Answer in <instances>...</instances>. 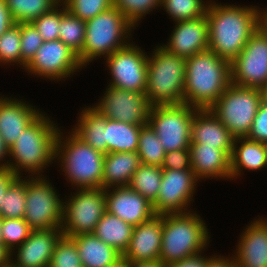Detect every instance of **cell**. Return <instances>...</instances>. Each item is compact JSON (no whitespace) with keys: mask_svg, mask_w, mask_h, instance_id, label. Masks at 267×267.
Instances as JSON below:
<instances>
[{"mask_svg":"<svg viewBox=\"0 0 267 267\" xmlns=\"http://www.w3.org/2000/svg\"><path fill=\"white\" fill-rule=\"evenodd\" d=\"M260 7L237 6L210 1L206 17L209 47L218 57L232 63L250 36L260 26Z\"/></svg>","mask_w":267,"mask_h":267,"instance_id":"1","label":"cell"},{"mask_svg":"<svg viewBox=\"0 0 267 267\" xmlns=\"http://www.w3.org/2000/svg\"><path fill=\"white\" fill-rule=\"evenodd\" d=\"M43 112L28 125L9 148L7 168L17 177L22 171L29 177L42 176L49 164L56 162L55 148L59 128Z\"/></svg>","mask_w":267,"mask_h":267,"instance_id":"2","label":"cell"},{"mask_svg":"<svg viewBox=\"0 0 267 267\" xmlns=\"http://www.w3.org/2000/svg\"><path fill=\"white\" fill-rule=\"evenodd\" d=\"M231 84V63L212 50L186 59L184 103L196 109H210Z\"/></svg>","mask_w":267,"mask_h":267,"instance_id":"3","label":"cell"},{"mask_svg":"<svg viewBox=\"0 0 267 267\" xmlns=\"http://www.w3.org/2000/svg\"><path fill=\"white\" fill-rule=\"evenodd\" d=\"M208 230L204 220L193 211L163 214L160 260L168 266L204 252L211 238Z\"/></svg>","mask_w":267,"mask_h":267,"instance_id":"4","label":"cell"},{"mask_svg":"<svg viewBox=\"0 0 267 267\" xmlns=\"http://www.w3.org/2000/svg\"><path fill=\"white\" fill-rule=\"evenodd\" d=\"M59 130L55 160L64 171L66 181L78 188H102L103 164L105 154L95 150L78 138L72 131L69 135Z\"/></svg>","mask_w":267,"mask_h":267,"instance_id":"5","label":"cell"},{"mask_svg":"<svg viewBox=\"0 0 267 267\" xmlns=\"http://www.w3.org/2000/svg\"><path fill=\"white\" fill-rule=\"evenodd\" d=\"M147 61L148 103L154 105L184 103L186 59L168 52L160 44Z\"/></svg>","mask_w":267,"mask_h":267,"instance_id":"6","label":"cell"},{"mask_svg":"<svg viewBox=\"0 0 267 267\" xmlns=\"http://www.w3.org/2000/svg\"><path fill=\"white\" fill-rule=\"evenodd\" d=\"M85 23V42L78 55L80 63L85 67L89 62L102 56L105 58L128 45L135 28L114 6Z\"/></svg>","mask_w":267,"mask_h":267,"instance_id":"7","label":"cell"},{"mask_svg":"<svg viewBox=\"0 0 267 267\" xmlns=\"http://www.w3.org/2000/svg\"><path fill=\"white\" fill-rule=\"evenodd\" d=\"M262 100L261 89L231 83L210 109L235 138L246 137Z\"/></svg>","mask_w":267,"mask_h":267,"instance_id":"8","label":"cell"},{"mask_svg":"<svg viewBox=\"0 0 267 267\" xmlns=\"http://www.w3.org/2000/svg\"><path fill=\"white\" fill-rule=\"evenodd\" d=\"M64 200L45 176H26L24 220L32 230L61 228Z\"/></svg>","mask_w":267,"mask_h":267,"instance_id":"9","label":"cell"},{"mask_svg":"<svg viewBox=\"0 0 267 267\" xmlns=\"http://www.w3.org/2000/svg\"><path fill=\"white\" fill-rule=\"evenodd\" d=\"M63 207L61 231L69 238L93 233L106 212V189L78 188Z\"/></svg>","mask_w":267,"mask_h":267,"instance_id":"10","label":"cell"},{"mask_svg":"<svg viewBox=\"0 0 267 267\" xmlns=\"http://www.w3.org/2000/svg\"><path fill=\"white\" fill-rule=\"evenodd\" d=\"M195 111L196 108L185 103L151 106L148 124L166 152L189 149Z\"/></svg>","mask_w":267,"mask_h":267,"instance_id":"11","label":"cell"},{"mask_svg":"<svg viewBox=\"0 0 267 267\" xmlns=\"http://www.w3.org/2000/svg\"><path fill=\"white\" fill-rule=\"evenodd\" d=\"M141 47L129 43L105 57L110 83L122 90L145 93L147 87V61L148 56Z\"/></svg>","mask_w":267,"mask_h":267,"instance_id":"12","label":"cell"},{"mask_svg":"<svg viewBox=\"0 0 267 267\" xmlns=\"http://www.w3.org/2000/svg\"><path fill=\"white\" fill-rule=\"evenodd\" d=\"M231 83L257 89L267 84V34L260 26L231 63Z\"/></svg>","mask_w":267,"mask_h":267,"instance_id":"13","label":"cell"},{"mask_svg":"<svg viewBox=\"0 0 267 267\" xmlns=\"http://www.w3.org/2000/svg\"><path fill=\"white\" fill-rule=\"evenodd\" d=\"M198 179L192 170L162 169L157 199L152 203L155 214H175L192 211L190 202Z\"/></svg>","mask_w":267,"mask_h":267,"instance_id":"14","label":"cell"},{"mask_svg":"<svg viewBox=\"0 0 267 267\" xmlns=\"http://www.w3.org/2000/svg\"><path fill=\"white\" fill-rule=\"evenodd\" d=\"M85 68L78 55L61 40L44 41L24 70L31 75L61 81ZM56 79V80H55Z\"/></svg>","mask_w":267,"mask_h":267,"instance_id":"15","label":"cell"},{"mask_svg":"<svg viewBox=\"0 0 267 267\" xmlns=\"http://www.w3.org/2000/svg\"><path fill=\"white\" fill-rule=\"evenodd\" d=\"M100 101L92 107L103 116L134 125L148 124L151 105L145 93H136L107 86Z\"/></svg>","mask_w":267,"mask_h":267,"instance_id":"16","label":"cell"},{"mask_svg":"<svg viewBox=\"0 0 267 267\" xmlns=\"http://www.w3.org/2000/svg\"><path fill=\"white\" fill-rule=\"evenodd\" d=\"M62 235L61 228L33 230L14 249L16 252L10 253V267H49L55 245Z\"/></svg>","mask_w":267,"mask_h":267,"instance_id":"17","label":"cell"},{"mask_svg":"<svg viewBox=\"0 0 267 267\" xmlns=\"http://www.w3.org/2000/svg\"><path fill=\"white\" fill-rule=\"evenodd\" d=\"M106 211L133 227L155 215L153 204L129 186L106 189Z\"/></svg>","mask_w":267,"mask_h":267,"instance_id":"18","label":"cell"},{"mask_svg":"<svg viewBox=\"0 0 267 267\" xmlns=\"http://www.w3.org/2000/svg\"><path fill=\"white\" fill-rule=\"evenodd\" d=\"M168 42L161 46L168 52L187 59L209 47V25L206 15L176 21Z\"/></svg>","mask_w":267,"mask_h":267,"instance_id":"19","label":"cell"},{"mask_svg":"<svg viewBox=\"0 0 267 267\" xmlns=\"http://www.w3.org/2000/svg\"><path fill=\"white\" fill-rule=\"evenodd\" d=\"M163 215L152 218L133 228L132 237L122 259L128 263L160 259Z\"/></svg>","mask_w":267,"mask_h":267,"instance_id":"20","label":"cell"},{"mask_svg":"<svg viewBox=\"0 0 267 267\" xmlns=\"http://www.w3.org/2000/svg\"><path fill=\"white\" fill-rule=\"evenodd\" d=\"M233 255L238 267H267V221L259 217L241 233Z\"/></svg>","mask_w":267,"mask_h":267,"instance_id":"21","label":"cell"},{"mask_svg":"<svg viewBox=\"0 0 267 267\" xmlns=\"http://www.w3.org/2000/svg\"><path fill=\"white\" fill-rule=\"evenodd\" d=\"M234 140L211 109H196L191 124V144L217 147L231 158Z\"/></svg>","mask_w":267,"mask_h":267,"instance_id":"22","label":"cell"},{"mask_svg":"<svg viewBox=\"0 0 267 267\" xmlns=\"http://www.w3.org/2000/svg\"><path fill=\"white\" fill-rule=\"evenodd\" d=\"M13 98L0 96V135L9 148L22 131L42 113L25 100Z\"/></svg>","mask_w":267,"mask_h":267,"instance_id":"23","label":"cell"},{"mask_svg":"<svg viewBox=\"0 0 267 267\" xmlns=\"http://www.w3.org/2000/svg\"><path fill=\"white\" fill-rule=\"evenodd\" d=\"M191 168L196 178L201 179H230V157L217 147H209L204 144H190Z\"/></svg>","mask_w":267,"mask_h":267,"instance_id":"24","label":"cell"},{"mask_svg":"<svg viewBox=\"0 0 267 267\" xmlns=\"http://www.w3.org/2000/svg\"><path fill=\"white\" fill-rule=\"evenodd\" d=\"M136 152H111L104 156L102 188L128 186L132 175L140 166Z\"/></svg>","mask_w":267,"mask_h":267,"instance_id":"25","label":"cell"},{"mask_svg":"<svg viewBox=\"0 0 267 267\" xmlns=\"http://www.w3.org/2000/svg\"><path fill=\"white\" fill-rule=\"evenodd\" d=\"M83 267H112L122 260V254L93 233L72 237Z\"/></svg>","mask_w":267,"mask_h":267,"instance_id":"26","label":"cell"},{"mask_svg":"<svg viewBox=\"0 0 267 267\" xmlns=\"http://www.w3.org/2000/svg\"><path fill=\"white\" fill-rule=\"evenodd\" d=\"M230 161L232 180L240 177L243 168L248 171L266 168L265 144L250 140L247 137L235 138Z\"/></svg>","mask_w":267,"mask_h":267,"instance_id":"27","label":"cell"},{"mask_svg":"<svg viewBox=\"0 0 267 267\" xmlns=\"http://www.w3.org/2000/svg\"><path fill=\"white\" fill-rule=\"evenodd\" d=\"M80 114L71 131L95 150L107 154L106 117L92 106L83 108Z\"/></svg>","mask_w":267,"mask_h":267,"instance_id":"28","label":"cell"},{"mask_svg":"<svg viewBox=\"0 0 267 267\" xmlns=\"http://www.w3.org/2000/svg\"><path fill=\"white\" fill-rule=\"evenodd\" d=\"M133 228L132 225L106 211L93 234L123 255L130 244Z\"/></svg>","mask_w":267,"mask_h":267,"instance_id":"29","label":"cell"},{"mask_svg":"<svg viewBox=\"0 0 267 267\" xmlns=\"http://www.w3.org/2000/svg\"><path fill=\"white\" fill-rule=\"evenodd\" d=\"M142 126L119 122L106 117L107 153L136 152Z\"/></svg>","mask_w":267,"mask_h":267,"instance_id":"30","label":"cell"},{"mask_svg":"<svg viewBox=\"0 0 267 267\" xmlns=\"http://www.w3.org/2000/svg\"><path fill=\"white\" fill-rule=\"evenodd\" d=\"M61 7L59 40L79 55L85 42L86 23L72 15L63 3Z\"/></svg>","mask_w":267,"mask_h":267,"instance_id":"31","label":"cell"},{"mask_svg":"<svg viewBox=\"0 0 267 267\" xmlns=\"http://www.w3.org/2000/svg\"><path fill=\"white\" fill-rule=\"evenodd\" d=\"M162 180V167L140 164L128 186L151 203L157 199Z\"/></svg>","mask_w":267,"mask_h":267,"instance_id":"32","label":"cell"},{"mask_svg":"<svg viewBox=\"0 0 267 267\" xmlns=\"http://www.w3.org/2000/svg\"><path fill=\"white\" fill-rule=\"evenodd\" d=\"M137 153L142 164L162 167L164 163L166 151L149 124L141 127Z\"/></svg>","mask_w":267,"mask_h":267,"instance_id":"33","label":"cell"},{"mask_svg":"<svg viewBox=\"0 0 267 267\" xmlns=\"http://www.w3.org/2000/svg\"><path fill=\"white\" fill-rule=\"evenodd\" d=\"M16 23H31L59 4L57 0H5Z\"/></svg>","mask_w":267,"mask_h":267,"instance_id":"34","label":"cell"},{"mask_svg":"<svg viewBox=\"0 0 267 267\" xmlns=\"http://www.w3.org/2000/svg\"><path fill=\"white\" fill-rule=\"evenodd\" d=\"M17 177L6 189L1 208V218H24L26 205V177Z\"/></svg>","mask_w":267,"mask_h":267,"instance_id":"35","label":"cell"},{"mask_svg":"<svg viewBox=\"0 0 267 267\" xmlns=\"http://www.w3.org/2000/svg\"><path fill=\"white\" fill-rule=\"evenodd\" d=\"M209 3L210 1L205 0H161V7L176 22L206 15Z\"/></svg>","mask_w":267,"mask_h":267,"instance_id":"36","label":"cell"},{"mask_svg":"<svg viewBox=\"0 0 267 267\" xmlns=\"http://www.w3.org/2000/svg\"><path fill=\"white\" fill-rule=\"evenodd\" d=\"M21 23H15L0 37V64H19L22 68Z\"/></svg>","mask_w":267,"mask_h":267,"instance_id":"37","label":"cell"},{"mask_svg":"<svg viewBox=\"0 0 267 267\" xmlns=\"http://www.w3.org/2000/svg\"><path fill=\"white\" fill-rule=\"evenodd\" d=\"M1 229L3 245L10 253L33 231L23 218H1Z\"/></svg>","mask_w":267,"mask_h":267,"instance_id":"38","label":"cell"},{"mask_svg":"<svg viewBox=\"0 0 267 267\" xmlns=\"http://www.w3.org/2000/svg\"><path fill=\"white\" fill-rule=\"evenodd\" d=\"M49 267H83L72 238L62 235L57 241Z\"/></svg>","mask_w":267,"mask_h":267,"instance_id":"39","label":"cell"},{"mask_svg":"<svg viewBox=\"0 0 267 267\" xmlns=\"http://www.w3.org/2000/svg\"><path fill=\"white\" fill-rule=\"evenodd\" d=\"M113 6L136 28L142 22L141 18L144 19L146 14L161 7V0H113Z\"/></svg>","mask_w":267,"mask_h":267,"instance_id":"40","label":"cell"},{"mask_svg":"<svg viewBox=\"0 0 267 267\" xmlns=\"http://www.w3.org/2000/svg\"><path fill=\"white\" fill-rule=\"evenodd\" d=\"M63 4L72 15L87 21L113 7V0H65Z\"/></svg>","mask_w":267,"mask_h":267,"instance_id":"41","label":"cell"},{"mask_svg":"<svg viewBox=\"0 0 267 267\" xmlns=\"http://www.w3.org/2000/svg\"><path fill=\"white\" fill-rule=\"evenodd\" d=\"M44 40L32 23H21L22 69L35 57Z\"/></svg>","mask_w":267,"mask_h":267,"instance_id":"42","label":"cell"},{"mask_svg":"<svg viewBox=\"0 0 267 267\" xmlns=\"http://www.w3.org/2000/svg\"><path fill=\"white\" fill-rule=\"evenodd\" d=\"M60 6L61 3L31 22L44 41L59 40Z\"/></svg>","mask_w":267,"mask_h":267,"instance_id":"43","label":"cell"},{"mask_svg":"<svg viewBox=\"0 0 267 267\" xmlns=\"http://www.w3.org/2000/svg\"><path fill=\"white\" fill-rule=\"evenodd\" d=\"M246 137L257 142H267V102L265 100L260 102L252 127Z\"/></svg>","mask_w":267,"mask_h":267,"instance_id":"44","label":"cell"},{"mask_svg":"<svg viewBox=\"0 0 267 267\" xmlns=\"http://www.w3.org/2000/svg\"><path fill=\"white\" fill-rule=\"evenodd\" d=\"M162 169L192 170L190 150L180 149L166 152Z\"/></svg>","mask_w":267,"mask_h":267,"instance_id":"45","label":"cell"},{"mask_svg":"<svg viewBox=\"0 0 267 267\" xmlns=\"http://www.w3.org/2000/svg\"><path fill=\"white\" fill-rule=\"evenodd\" d=\"M202 253L204 252H200L196 255L187 258H183L182 260L171 263L166 267H207L209 260L214 255L212 254V256H209V258L208 256L205 257Z\"/></svg>","mask_w":267,"mask_h":267,"instance_id":"46","label":"cell"},{"mask_svg":"<svg viewBox=\"0 0 267 267\" xmlns=\"http://www.w3.org/2000/svg\"><path fill=\"white\" fill-rule=\"evenodd\" d=\"M15 23L6 1L0 0V37Z\"/></svg>","mask_w":267,"mask_h":267,"instance_id":"47","label":"cell"},{"mask_svg":"<svg viewBox=\"0 0 267 267\" xmlns=\"http://www.w3.org/2000/svg\"><path fill=\"white\" fill-rule=\"evenodd\" d=\"M17 178L8 168H0V208L6 189Z\"/></svg>","mask_w":267,"mask_h":267,"instance_id":"48","label":"cell"},{"mask_svg":"<svg viewBox=\"0 0 267 267\" xmlns=\"http://www.w3.org/2000/svg\"><path fill=\"white\" fill-rule=\"evenodd\" d=\"M207 267H238L235 259L232 256L229 258L228 256H221L220 255H215L209 260V263Z\"/></svg>","mask_w":267,"mask_h":267,"instance_id":"49","label":"cell"},{"mask_svg":"<svg viewBox=\"0 0 267 267\" xmlns=\"http://www.w3.org/2000/svg\"><path fill=\"white\" fill-rule=\"evenodd\" d=\"M7 156H9V147L0 135V168H7L8 161L5 160L6 158H9Z\"/></svg>","mask_w":267,"mask_h":267,"instance_id":"50","label":"cell"},{"mask_svg":"<svg viewBox=\"0 0 267 267\" xmlns=\"http://www.w3.org/2000/svg\"><path fill=\"white\" fill-rule=\"evenodd\" d=\"M129 267H166L165 264L159 260H151V261H140V262H131L128 263Z\"/></svg>","mask_w":267,"mask_h":267,"instance_id":"51","label":"cell"},{"mask_svg":"<svg viewBox=\"0 0 267 267\" xmlns=\"http://www.w3.org/2000/svg\"><path fill=\"white\" fill-rule=\"evenodd\" d=\"M0 267H10V252L0 244Z\"/></svg>","mask_w":267,"mask_h":267,"instance_id":"52","label":"cell"},{"mask_svg":"<svg viewBox=\"0 0 267 267\" xmlns=\"http://www.w3.org/2000/svg\"><path fill=\"white\" fill-rule=\"evenodd\" d=\"M264 9L260 10V27L267 34V8Z\"/></svg>","mask_w":267,"mask_h":267,"instance_id":"53","label":"cell"},{"mask_svg":"<svg viewBox=\"0 0 267 267\" xmlns=\"http://www.w3.org/2000/svg\"><path fill=\"white\" fill-rule=\"evenodd\" d=\"M112 267H129V266H128V262L122 259L119 263H117L115 266H112Z\"/></svg>","mask_w":267,"mask_h":267,"instance_id":"54","label":"cell"},{"mask_svg":"<svg viewBox=\"0 0 267 267\" xmlns=\"http://www.w3.org/2000/svg\"><path fill=\"white\" fill-rule=\"evenodd\" d=\"M261 90H262V98L267 102V84Z\"/></svg>","mask_w":267,"mask_h":267,"instance_id":"55","label":"cell"},{"mask_svg":"<svg viewBox=\"0 0 267 267\" xmlns=\"http://www.w3.org/2000/svg\"><path fill=\"white\" fill-rule=\"evenodd\" d=\"M0 244H3L2 229H1V217H0Z\"/></svg>","mask_w":267,"mask_h":267,"instance_id":"56","label":"cell"},{"mask_svg":"<svg viewBox=\"0 0 267 267\" xmlns=\"http://www.w3.org/2000/svg\"><path fill=\"white\" fill-rule=\"evenodd\" d=\"M264 144H265V150H266V162H267V142H265Z\"/></svg>","mask_w":267,"mask_h":267,"instance_id":"57","label":"cell"},{"mask_svg":"<svg viewBox=\"0 0 267 267\" xmlns=\"http://www.w3.org/2000/svg\"><path fill=\"white\" fill-rule=\"evenodd\" d=\"M59 3H63L65 0H57Z\"/></svg>","mask_w":267,"mask_h":267,"instance_id":"58","label":"cell"}]
</instances>
